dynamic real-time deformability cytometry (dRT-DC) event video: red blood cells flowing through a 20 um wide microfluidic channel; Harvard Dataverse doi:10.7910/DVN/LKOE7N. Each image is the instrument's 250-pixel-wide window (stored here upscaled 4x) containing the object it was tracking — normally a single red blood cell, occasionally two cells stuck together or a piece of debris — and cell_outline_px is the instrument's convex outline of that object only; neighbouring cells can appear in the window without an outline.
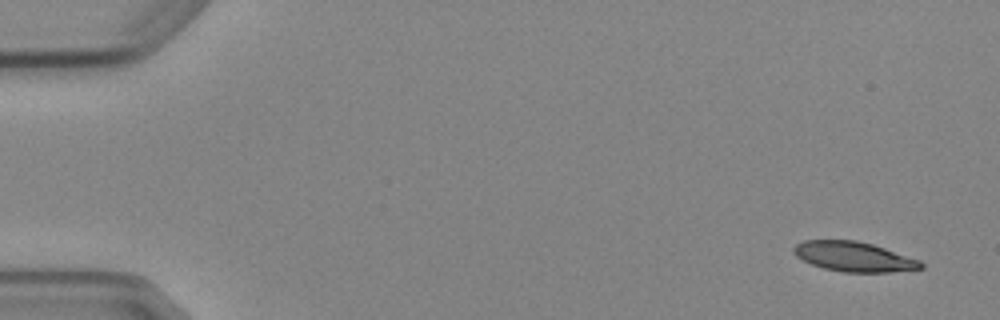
{"species": "Egyptian fruit bat (a non-hibernating species)", "species_latin": "Rousettus aegyptiacus", "temperature_condition": "cold", "stored_images_in_passage": 6, "camera_frame_rate_fps": 3000, "um_per_image_px": 0.085, "animal": {"sex": "female"}, "frame": {"image": 1, "passage_image": 1, "time_ms": 0.0, "image_size_px": [1000, 320], "cell_outline_px": [[924, 268], [888, 272], [844, 272], [824, 268], [812, 264], [796, 256], [792, 252], [792, 248], [796, 244], [804, 240], [856, 240], [872, 244], [920, 260], [924, 264]], "centroid_in_image_um": [72.56, 21.81], "position_along_channel_um": 12.4, "area_um2": 21.96}}
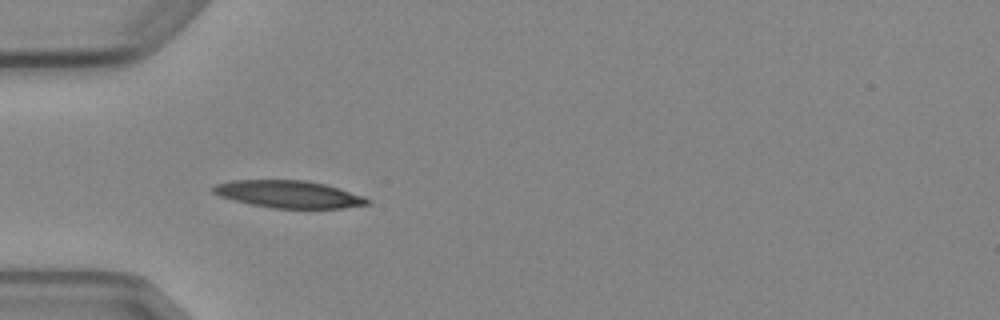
{"frame": {"image": 2, "passage_image": 5, "time_ms": 4.667, "image_size_px": [1000, 320], "cell_outline_px": [[372, 200], [368, 204], [344, 208], [272, 208], [252, 204], [220, 196], [212, 192], [212, 188], [216, 184], [232, 180], [308, 180], [324, 184], [364, 196]], "centroid_in_image_um": [24.56, 16.5], "position_along_channel_um": 60.4, "area_um2": 24.33}}
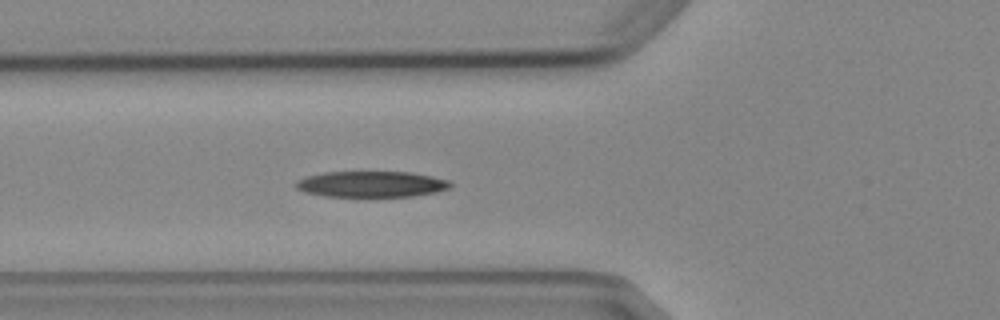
{"frame": {"image": 3, "passage_image": 6, "time_ms": 5.667, "image_size_px": [1000, 320], "cell_outline_px": [[452, 188], [436, 192], [412, 196], [324, 196], [304, 192], [296, 188], [296, 180], [308, 176], [324, 172], [412, 172], [432, 176], [448, 180], [452, 184]], "centroid_in_image_um": [31.59, 15.65], "position_along_channel_um": 94.2, "area_um2": 23.35}}